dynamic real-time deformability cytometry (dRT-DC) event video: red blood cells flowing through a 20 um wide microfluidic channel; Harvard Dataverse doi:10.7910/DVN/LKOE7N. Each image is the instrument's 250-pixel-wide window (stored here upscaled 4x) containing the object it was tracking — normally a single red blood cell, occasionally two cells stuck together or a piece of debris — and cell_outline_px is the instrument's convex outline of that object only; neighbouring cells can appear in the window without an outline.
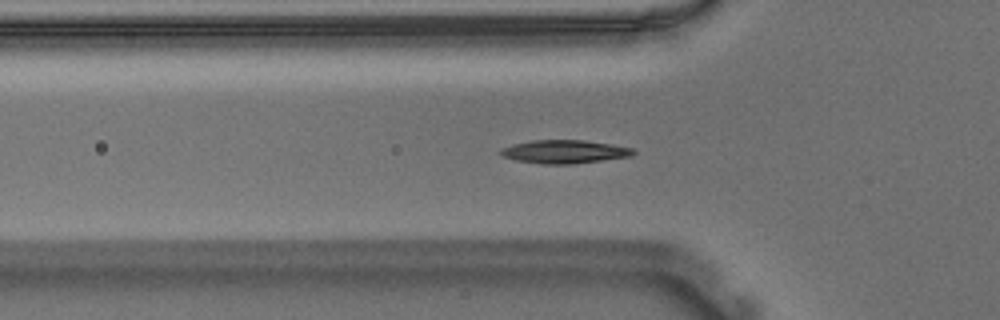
{"species": "Egyptian fruit bat (a non-hibernating species)", "species_latin": "Rousettus aegyptiacus", "temperature_condition": "warm", "stored_images_in_passage": 42, "camera_frame_rate_fps": 3000, "um_per_image_px": 0.085, "animal": {"sex": "male"}, "frame": {"image": 1, "passage_image": 4, "time_ms": 1.0, "image_size_px": [1000, 320], "cell_outline_px": [[636, 152], [632, 156], [572, 164], [544, 164], [516, 160], [504, 156], [500, 152], [500, 148], [512, 144], [532, 140], [584, 140], [612, 144], [632, 148]], "centroid_in_image_um": [47.98, 12.89], "position_along_channel_um": 77.8, "area_um2": 17.98}}
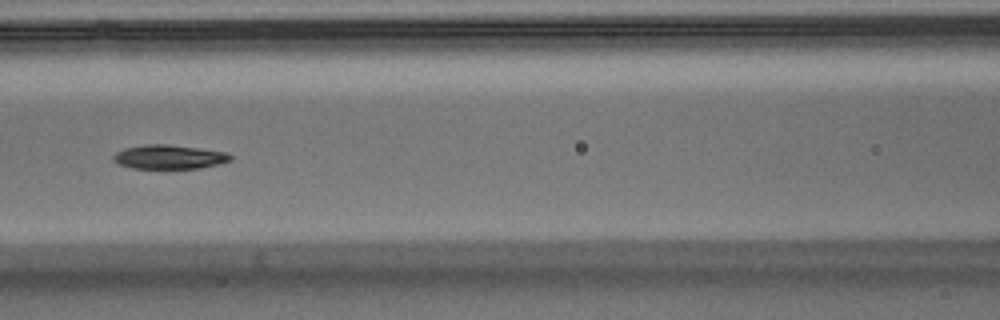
{"frame": {"image": 2, "passage_image": 10, "time_ms": 3.0, "image_size_px": [1000, 320], "cell_outline_px": [[232, 160], [220, 164], [200, 168], [132, 168], [120, 164], [112, 160], [112, 156], [116, 152], [124, 148], [144, 144], [168, 144], [228, 152], [232, 156]], "centroid_in_image_um": [14.39, 13.33], "position_along_channel_um": 152.2, "area_um2": 16.53}}
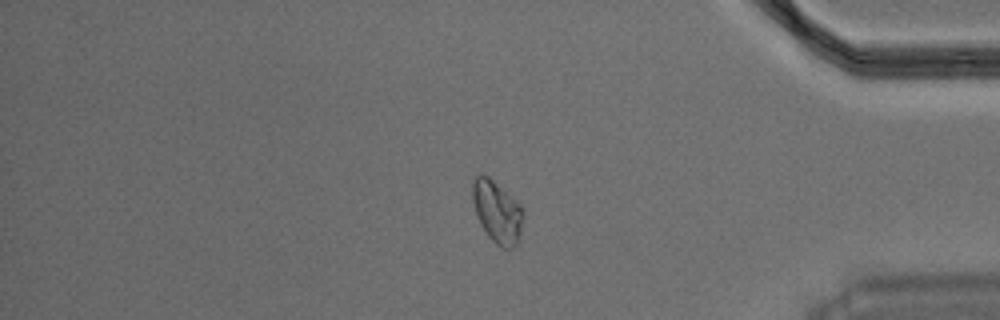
{"frame": {"image": 3, "passage_image": 32, "time_ms": 10.333, "image_size_px": [1000, 320], "cell_outline_px": [[524, 216], [520, 236], [516, 244], [512, 248], [504, 248], [496, 244], [488, 236], [480, 224], [472, 200], [472, 180], [480, 172], [488, 176], [516, 200], [520, 204], [524, 212]], "centroid_in_image_um": [42.26, 17.98], "position_along_channel_um": 392.9, "area_um2": 18.44}, "authors_computed_cell_mechanics": {"area_um2": 17.34, "velocity_mm_per_s": 3.6649, "shape_relaxation_time_tau1_ms": 9.9446, "shape_relaxation_time_tau2_ms": null, "deformation_change_tau1": 0.2001, "deformation_change_tau2": null}}